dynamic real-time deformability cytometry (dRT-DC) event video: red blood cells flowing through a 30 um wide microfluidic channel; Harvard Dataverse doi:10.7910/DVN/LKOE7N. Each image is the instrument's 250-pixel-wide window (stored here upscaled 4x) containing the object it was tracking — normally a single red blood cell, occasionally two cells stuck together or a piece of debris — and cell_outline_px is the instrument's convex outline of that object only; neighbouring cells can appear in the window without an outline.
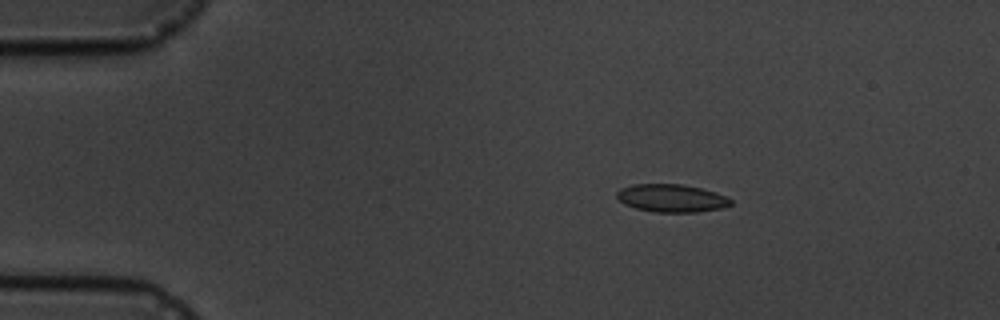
{"species": "common noctule bat (a hibernating species)", "species_latin": "Nyctalus noctula", "temperature_condition": "cold", "stored_images_in_passage": 5, "camera_frame_rate_fps": 3000, "um_per_image_px": 0.085, "animal": {"sex": "male", "body_mass_g": 19.5, "forearm_length_mm": 54.6}, "frame": {"image": 1, "passage_image": 3, "time_ms": 2.333, "image_size_px": [1000, 320], "cell_outline_px": [[732, 204], [720, 208], [696, 212], [656, 212], [636, 208], [624, 204], [616, 196], [616, 192], [620, 188], [632, 184], [684, 184], [716, 192], [732, 200]], "centroid_in_image_um": [57.05, 16.83], "position_along_channel_um": 27.9, "area_um2": 18.44}}